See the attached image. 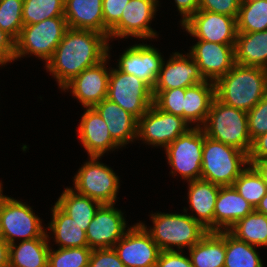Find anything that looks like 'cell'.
Instances as JSON below:
<instances>
[{"instance_id":"cell-32","label":"cell","mask_w":267,"mask_h":267,"mask_svg":"<svg viewBox=\"0 0 267 267\" xmlns=\"http://www.w3.org/2000/svg\"><path fill=\"white\" fill-rule=\"evenodd\" d=\"M257 247L237 239L225 231L224 267H264Z\"/></svg>"},{"instance_id":"cell-40","label":"cell","mask_w":267,"mask_h":267,"mask_svg":"<svg viewBox=\"0 0 267 267\" xmlns=\"http://www.w3.org/2000/svg\"><path fill=\"white\" fill-rule=\"evenodd\" d=\"M130 0H103L104 35L109 38V31L120 21L124 7Z\"/></svg>"},{"instance_id":"cell-27","label":"cell","mask_w":267,"mask_h":267,"mask_svg":"<svg viewBox=\"0 0 267 267\" xmlns=\"http://www.w3.org/2000/svg\"><path fill=\"white\" fill-rule=\"evenodd\" d=\"M52 220L47 230L54 235L58 248L88 247L86 231L56 204L51 208Z\"/></svg>"},{"instance_id":"cell-46","label":"cell","mask_w":267,"mask_h":267,"mask_svg":"<svg viewBox=\"0 0 267 267\" xmlns=\"http://www.w3.org/2000/svg\"><path fill=\"white\" fill-rule=\"evenodd\" d=\"M267 158V133L256 137L252 142V148L248 159H266Z\"/></svg>"},{"instance_id":"cell-11","label":"cell","mask_w":267,"mask_h":267,"mask_svg":"<svg viewBox=\"0 0 267 267\" xmlns=\"http://www.w3.org/2000/svg\"><path fill=\"white\" fill-rule=\"evenodd\" d=\"M191 127L182 117L162 111L153 104L138 119L136 140L153 147L166 148Z\"/></svg>"},{"instance_id":"cell-20","label":"cell","mask_w":267,"mask_h":267,"mask_svg":"<svg viewBox=\"0 0 267 267\" xmlns=\"http://www.w3.org/2000/svg\"><path fill=\"white\" fill-rule=\"evenodd\" d=\"M78 137L89 157H100L121 147L112 139L108 126L94 107H86L78 125Z\"/></svg>"},{"instance_id":"cell-38","label":"cell","mask_w":267,"mask_h":267,"mask_svg":"<svg viewBox=\"0 0 267 267\" xmlns=\"http://www.w3.org/2000/svg\"><path fill=\"white\" fill-rule=\"evenodd\" d=\"M153 104L160 110L183 118L185 88L152 90Z\"/></svg>"},{"instance_id":"cell-50","label":"cell","mask_w":267,"mask_h":267,"mask_svg":"<svg viewBox=\"0 0 267 267\" xmlns=\"http://www.w3.org/2000/svg\"><path fill=\"white\" fill-rule=\"evenodd\" d=\"M2 181L0 182V199H1V196L3 195V188H2Z\"/></svg>"},{"instance_id":"cell-15","label":"cell","mask_w":267,"mask_h":267,"mask_svg":"<svg viewBox=\"0 0 267 267\" xmlns=\"http://www.w3.org/2000/svg\"><path fill=\"white\" fill-rule=\"evenodd\" d=\"M108 56L98 64L84 69L79 75L75 76L68 82L62 91H69L74 96L83 108L94 107L103 99L107 98L109 76L111 68H107V62L110 59ZM106 65V66H105Z\"/></svg>"},{"instance_id":"cell-12","label":"cell","mask_w":267,"mask_h":267,"mask_svg":"<svg viewBox=\"0 0 267 267\" xmlns=\"http://www.w3.org/2000/svg\"><path fill=\"white\" fill-rule=\"evenodd\" d=\"M157 6L159 0H130L124 7L120 21L109 31V41L115 37H134L139 40L158 38L157 32L150 26L158 11Z\"/></svg>"},{"instance_id":"cell-44","label":"cell","mask_w":267,"mask_h":267,"mask_svg":"<svg viewBox=\"0 0 267 267\" xmlns=\"http://www.w3.org/2000/svg\"><path fill=\"white\" fill-rule=\"evenodd\" d=\"M15 56V40L0 28V65L12 63Z\"/></svg>"},{"instance_id":"cell-2","label":"cell","mask_w":267,"mask_h":267,"mask_svg":"<svg viewBox=\"0 0 267 267\" xmlns=\"http://www.w3.org/2000/svg\"><path fill=\"white\" fill-rule=\"evenodd\" d=\"M214 84L217 100L248 112L267 95V69L235 64Z\"/></svg>"},{"instance_id":"cell-13","label":"cell","mask_w":267,"mask_h":267,"mask_svg":"<svg viewBox=\"0 0 267 267\" xmlns=\"http://www.w3.org/2000/svg\"><path fill=\"white\" fill-rule=\"evenodd\" d=\"M128 231L114 245L125 267H156L161 249L140 223L127 227Z\"/></svg>"},{"instance_id":"cell-36","label":"cell","mask_w":267,"mask_h":267,"mask_svg":"<svg viewBox=\"0 0 267 267\" xmlns=\"http://www.w3.org/2000/svg\"><path fill=\"white\" fill-rule=\"evenodd\" d=\"M92 249L73 247L53 249L48 253V267H88Z\"/></svg>"},{"instance_id":"cell-45","label":"cell","mask_w":267,"mask_h":267,"mask_svg":"<svg viewBox=\"0 0 267 267\" xmlns=\"http://www.w3.org/2000/svg\"><path fill=\"white\" fill-rule=\"evenodd\" d=\"M177 9L182 16L180 25H183L199 9V0H174Z\"/></svg>"},{"instance_id":"cell-18","label":"cell","mask_w":267,"mask_h":267,"mask_svg":"<svg viewBox=\"0 0 267 267\" xmlns=\"http://www.w3.org/2000/svg\"><path fill=\"white\" fill-rule=\"evenodd\" d=\"M119 57L116 65L118 70L125 74H133L153 89L164 60L157 48L137 43L126 48Z\"/></svg>"},{"instance_id":"cell-28","label":"cell","mask_w":267,"mask_h":267,"mask_svg":"<svg viewBox=\"0 0 267 267\" xmlns=\"http://www.w3.org/2000/svg\"><path fill=\"white\" fill-rule=\"evenodd\" d=\"M188 251L193 267H224L225 231L208 232Z\"/></svg>"},{"instance_id":"cell-6","label":"cell","mask_w":267,"mask_h":267,"mask_svg":"<svg viewBox=\"0 0 267 267\" xmlns=\"http://www.w3.org/2000/svg\"><path fill=\"white\" fill-rule=\"evenodd\" d=\"M67 29L64 16L45 19L37 24L24 25L15 40L14 61L26 55H34L46 64L52 58Z\"/></svg>"},{"instance_id":"cell-42","label":"cell","mask_w":267,"mask_h":267,"mask_svg":"<svg viewBox=\"0 0 267 267\" xmlns=\"http://www.w3.org/2000/svg\"><path fill=\"white\" fill-rule=\"evenodd\" d=\"M88 267H125L114 248L92 249Z\"/></svg>"},{"instance_id":"cell-41","label":"cell","mask_w":267,"mask_h":267,"mask_svg":"<svg viewBox=\"0 0 267 267\" xmlns=\"http://www.w3.org/2000/svg\"><path fill=\"white\" fill-rule=\"evenodd\" d=\"M240 4V0H199L198 10L224 14L237 19Z\"/></svg>"},{"instance_id":"cell-22","label":"cell","mask_w":267,"mask_h":267,"mask_svg":"<svg viewBox=\"0 0 267 267\" xmlns=\"http://www.w3.org/2000/svg\"><path fill=\"white\" fill-rule=\"evenodd\" d=\"M94 108L108 126L112 139L120 146L137 139L138 120L115 102L105 98Z\"/></svg>"},{"instance_id":"cell-4","label":"cell","mask_w":267,"mask_h":267,"mask_svg":"<svg viewBox=\"0 0 267 267\" xmlns=\"http://www.w3.org/2000/svg\"><path fill=\"white\" fill-rule=\"evenodd\" d=\"M201 128L209 138L249 155L253 141L248 131L247 112L227 106L214 98Z\"/></svg>"},{"instance_id":"cell-43","label":"cell","mask_w":267,"mask_h":267,"mask_svg":"<svg viewBox=\"0 0 267 267\" xmlns=\"http://www.w3.org/2000/svg\"><path fill=\"white\" fill-rule=\"evenodd\" d=\"M156 267H193L190 257L183 251H161Z\"/></svg>"},{"instance_id":"cell-30","label":"cell","mask_w":267,"mask_h":267,"mask_svg":"<svg viewBox=\"0 0 267 267\" xmlns=\"http://www.w3.org/2000/svg\"><path fill=\"white\" fill-rule=\"evenodd\" d=\"M55 204L86 231L97 210L102 205L98 201L78 194L72 187H66Z\"/></svg>"},{"instance_id":"cell-33","label":"cell","mask_w":267,"mask_h":267,"mask_svg":"<svg viewBox=\"0 0 267 267\" xmlns=\"http://www.w3.org/2000/svg\"><path fill=\"white\" fill-rule=\"evenodd\" d=\"M267 30V0L240 4L237 31L244 33Z\"/></svg>"},{"instance_id":"cell-35","label":"cell","mask_w":267,"mask_h":267,"mask_svg":"<svg viewBox=\"0 0 267 267\" xmlns=\"http://www.w3.org/2000/svg\"><path fill=\"white\" fill-rule=\"evenodd\" d=\"M65 0H23V25L37 24L45 19L64 16Z\"/></svg>"},{"instance_id":"cell-51","label":"cell","mask_w":267,"mask_h":267,"mask_svg":"<svg viewBox=\"0 0 267 267\" xmlns=\"http://www.w3.org/2000/svg\"><path fill=\"white\" fill-rule=\"evenodd\" d=\"M254 1H259V0H240L241 3L254 2Z\"/></svg>"},{"instance_id":"cell-3","label":"cell","mask_w":267,"mask_h":267,"mask_svg":"<svg viewBox=\"0 0 267 267\" xmlns=\"http://www.w3.org/2000/svg\"><path fill=\"white\" fill-rule=\"evenodd\" d=\"M187 210L188 208H184L185 214H151L153 226L150 228H147L144 222L139 223L151 235L161 251H176L177 248V251H183L186 247L190 249L208 233L207 229L187 214Z\"/></svg>"},{"instance_id":"cell-10","label":"cell","mask_w":267,"mask_h":267,"mask_svg":"<svg viewBox=\"0 0 267 267\" xmlns=\"http://www.w3.org/2000/svg\"><path fill=\"white\" fill-rule=\"evenodd\" d=\"M107 99L137 120L153 105L152 88L133 74H125L115 67H111Z\"/></svg>"},{"instance_id":"cell-23","label":"cell","mask_w":267,"mask_h":267,"mask_svg":"<svg viewBox=\"0 0 267 267\" xmlns=\"http://www.w3.org/2000/svg\"><path fill=\"white\" fill-rule=\"evenodd\" d=\"M187 183L189 208L195 212V214L189 213V215L208 232H214V209L220 186L203 179Z\"/></svg>"},{"instance_id":"cell-16","label":"cell","mask_w":267,"mask_h":267,"mask_svg":"<svg viewBox=\"0 0 267 267\" xmlns=\"http://www.w3.org/2000/svg\"><path fill=\"white\" fill-rule=\"evenodd\" d=\"M123 215L115 204H102L86 230L88 247L113 248L128 231Z\"/></svg>"},{"instance_id":"cell-24","label":"cell","mask_w":267,"mask_h":267,"mask_svg":"<svg viewBox=\"0 0 267 267\" xmlns=\"http://www.w3.org/2000/svg\"><path fill=\"white\" fill-rule=\"evenodd\" d=\"M103 0H65L64 17L68 28L104 34Z\"/></svg>"},{"instance_id":"cell-7","label":"cell","mask_w":267,"mask_h":267,"mask_svg":"<svg viewBox=\"0 0 267 267\" xmlns=\"http://www.w3.org/2000/svg\"><path fill=\"white\" fill-rule=\"evenodd\" d=\"M0 224L4 240L10 245L18 238L21 241L49 237L42 219L32 207L14 198L2 195L0 199ZM46 230V231H45Z\"/></svg>"},{"instance_id":"cell-49","label":"cell","mask_w":267,"mask_h":267,"mask_svg":"<svg viewBox=\"0 0 267 267\" xmlns=\"http://www.w3.org/2000/svg\"><path fill=\"white\" fill-rule=\"evenodd\" d=\"M255 210L259 213H263V214L267 215V193L261 199L260 203L257 205Z\"/></svg>"},{"instance_id":"cell-8","label":"cell","mask_w":267,"mask_h":267,"mask_svg":"<svg viewBox=\"0 0 267 267\" xmlns=\"http://www.w3.org/2000/svg\"><path fill=\"white\" fill-rule=\"evenodd\" d=\"M73 177L74 191L88 196L101 204H116L120 180L113 169L98 160L89 157Z\"/></svg>"},{"instance_id":"cell-14","label":"cell","mask_w":267,"mask_h":267,"mask_svg":"<svg viewBox=\"0 0 267 267\" xmlns=\"http://www.w3.org/2000/svg\"><path fill=\"white\" fill-rule=\"evenodd\" d=\"M181 26L197 40L236 44L237 19L228 15L198 10Z\"/></svg>"},{"instance_id":"cell-52","label":"cell","mask_w":267,"mask_h":267,"mask_svg":"<svg viewBox=\"0 0 267 267\" xmlns=\"http://www.w3.org/2000/svg\"><path fill=\"white\" fill-rule=\"evenodd\" d=\"M0 239H4L3 234H2L1 224H0Z\"/></svg>"},{"instance_id":"cell-29","label":"cell","mask_w":267,"mask_h":267,"mask_svg":"<svg viewBox=\"0 0 267 267\" xmlns=\"http://www.w3.org/2000/svg\"><path fill=\"white\" fill-rule=\"evenodd\" d=\"M49 238L12 243L9 246V267H48Z\"/></svg>"},{"instance_id":"cell-9","label":"cell","mask_w":267,"mask_h":267,"mask_svg":"<svg viewBox=\"0 0 267 267\" xmlns=\"http://www.w3.org/2000/svg\"><path fill=\"white\" fill-rule=\"evenodd\" d=\"M204 131L191 127L165 148L172 176L180 174L183 180L201 179Z\"/></svg>"},{"instance_id":"cell-5","label":"cell","mask_w":267,"mask_h":267,"mask_svg":"<svg viewBox=\"0 0 267 267\" xmlns=\"http://www.w3.org/2000/svg\"><path fill=\"white\" fill-rule=\"evenodd\" d=\"M249 165L248 155L205 135L202 150L201 179L219 186H233Z\"/></svg>"},{"instance_id":"cell-25","label":"cell","mask_w":267,"mask_h":267,"mask_svg":"<svg viewBox=\"0 0 267 267\" xmlns=\"http://www.w3.org/2000/svg\"><path fill=\"white\" fill-rule=\"evenodd\" d=\"M215 98V84L206 80L185 88L183 119L190 125L201 127ZM196 123V124H195Z\"/></svg>"},{"instance_id":"cell-19","label":"cell","mask_w":267,"mask_h":267,"mask_svg":"<svg viewBox=\"0 0 267 267\" xmlns=\"http://www.w3.org/2000/svg\"><path fill=\"white\" fill-rule=\"evenodd\" d=\"M162 62L158 79L152 90L187 88L206 81L192 57L174 52L169 60Z\"/></svg>"},{"instance_id":"cell-37","label":"cell","mask_w":267,"mask_h":267,"mask_svg":"<svg viewBox=\"0 0 267 267\" xmlns=\"http://www.w3.org/2000/svg\"><path fill=\"white\" fill-rule=\"evenodd\" d=\"M23 0H2L0 2V28L16 40L22 30Z\"/></svg>"},{"instance_id":"cell-39","label":"cell","mask_w":267,"mask_h":267,"mask_svg":"<svg viewBox=\"0 0 267 267\" xmlns=\"http://www.w3.org/2000/svg\"><path fill=\"white\" fill-rule=\"evenodd\" d=\"M248 131L253 141L261 134L267 133V95L247 112Z\"/></svg>"},{"instance_id":"cell-26","label":"cell","mask_w":267,"mask_h":267,"mask_svg":"<svg viewBox=\"0 0 267 267\" xmlns=\"http://www.w3.org/2000/svg\"><path fill=\"white\" fill-rule=\"evenodd\" d=\"M235 63L267 69V30L251 33L238 32Z\"/></svg>"},{"instance_id":"cell-48","label":"cell","mask_w":267,"mask_h":267,"mask_svg":"<svg viewBox=\"0 0 267 267\" xmlns=\"http://www.w3.org/2000/svg\"><path fill=\"white\" fill-rule=\"evenodd\" d=\"M9 244L0 239V267H9Z\"/></svg>"},{"instance_id":"cell-34","label":"cell","mask_w":267,"mask_h":267,"mask_svg":"<svg viewBox=\"0 0 267 267\" xmlns=\"http://www.w3.org/2000/svg\"><path fill=\"white\" fill-rule=\"evenodd\" d=\"M233 186L254 209L267 193V185L251 164L241 172Z\"/></svg>"},{"instance_id":"cell-21","label":"cell","mask_w":267,"mask_h":267,"mask_svg":"<svg viewBox=\"0 0 267 267\" xmlns=\"http://www.w3.org/2000/svg\"><path fill=\"white\" fill-rule=\"evenodd\" d=\"M254 210L234 186H220L214 209V232L228 231Z\"/></svg>"},{"instance_id":"cell-1","label":"cell","mask_w":267,"mask_h":267,"mask_svg":"<svg viewBox=\"0 0 267 267\" xmlns=\"http://www.w3.org/2000/svg\"><path fill=\"white\" fill-rule=\"evenodd\" d=\"M108 41L106 35L95 31L68 28L45 68L62 90L84 69L98 64L108 56Z\"/></svg>"},{"instance_id":"cell-47","label":"cell","mask_w":267,"mask_h":267,"mask_svg":"<svg viewBox=\"0 0 267 267\" xmlns=\"http://www.w3.org/2000/svg\"><path fill=\"white\" fill-rule=\"evenodd\" d=\"M248 162L256 169V171L262 177L264 183L267 185V158L266 159H248Z\"/></svg>"},{"instance_id":"cell-17","label":"cell","mask_w":267,"mask_h":267,"mask_svg":"<svg viewBox=\"0 0 267 267\" xmlns=\"http://www.w3.org/2000/svg\"><path fill=\"white\" fill-rule=\"evenodd\" d=\"M205 80L215 82L233 68L235 46L198 40L188 53Z\"/></svg>"},{"instance_id":"cell-31","label":"cell","mask_w":267,"mask_h":267,"mask_svg":"<svg viewBox=\"0 0 267 267\" xmlns=\"http://www.w3.org/2000/svg\"><path fill=\"white\" fill-rule=\"evenodd\" d=\"M233 236L255 247H267V215L254 210L229 230Z\"/></svg>"}]
</instances>
